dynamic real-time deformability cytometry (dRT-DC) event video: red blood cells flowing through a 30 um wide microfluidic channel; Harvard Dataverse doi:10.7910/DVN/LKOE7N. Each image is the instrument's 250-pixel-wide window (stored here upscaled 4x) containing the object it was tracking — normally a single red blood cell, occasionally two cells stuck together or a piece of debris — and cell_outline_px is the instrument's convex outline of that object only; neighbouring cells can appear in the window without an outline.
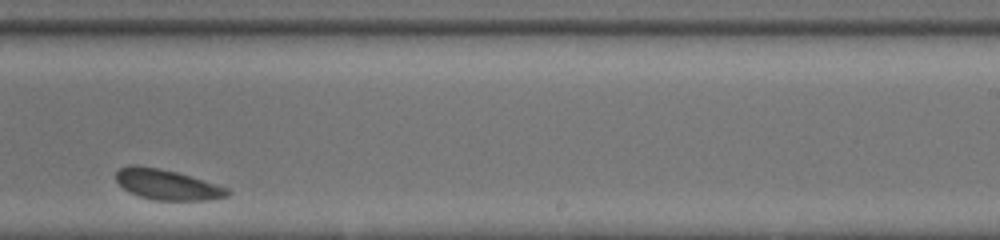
{"species": "common noctule bat (a hibernating species)", "species_latin": "Nyctalus noctula", "temperature_condition": "room temperature", "stored_images_in_passage": 36, "camera_frame_rate_fps": 3000, "um_per_image_px": 0.085, "animal": {"sex": "female", "body_mass_g": 20.0, "forearm_length_mm": 54.0}, "frame": {"image": 1, "passage_image": 24, "time_ms": 7.667, "image_size_px": [1000, 240], "cell_outline_px": [[232, 192], [228, 196], [208, 200], [152, 200], [128, 192], [116, 180], [116, 172], [120, 168], [128, 164], [136, 164], [160, 168], [176, 172], [216, 184], [228, 188]], "centroid_in_image_um": [14.19, 15.68], "position_along_channel_um": 274.8, "area_um2": 19.77}}
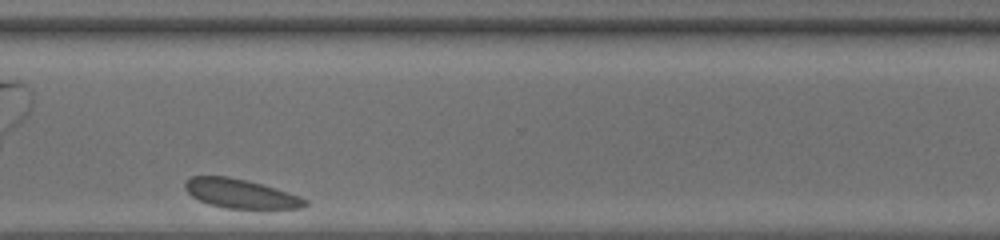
{"frame": {"image": 2, "passage_image": 30, "time_ms": 9.667, "image_size_px": [1000, 240], "cell_outline_px": [[308, 204], [300, 208], [224, 208], [208, 204], [192, 196], [184, 188], [184, 180], [192, 176], [228, 176], [248, 180], [276, 188], [300, 196], [308, 200]], "centroid_in_image_um": [20.43, 16.44], "position_along_channel_um": 350.2, "area_um2": 20.4}}
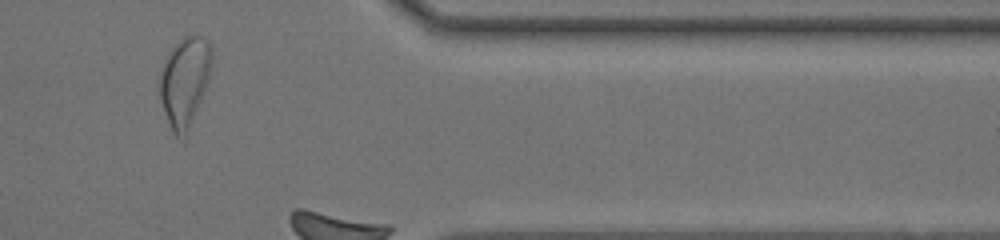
{"frame": {"image": 3, "passage_image": 33, "time_ms": 10.667, "image_size_px": [1000, 240], "cell_outline_px": [[212, 64], [208, 80], [204, 92], [184, 144], [172, 132], [160, 100], [160, 72], [168, 52], [184, 36], [204, 36], [208, 40], [212, 48]], "centroid_in_image_um": [15.71, 6.98], "position_along_channel_um": 395.7, "area_um2": 27.4}}